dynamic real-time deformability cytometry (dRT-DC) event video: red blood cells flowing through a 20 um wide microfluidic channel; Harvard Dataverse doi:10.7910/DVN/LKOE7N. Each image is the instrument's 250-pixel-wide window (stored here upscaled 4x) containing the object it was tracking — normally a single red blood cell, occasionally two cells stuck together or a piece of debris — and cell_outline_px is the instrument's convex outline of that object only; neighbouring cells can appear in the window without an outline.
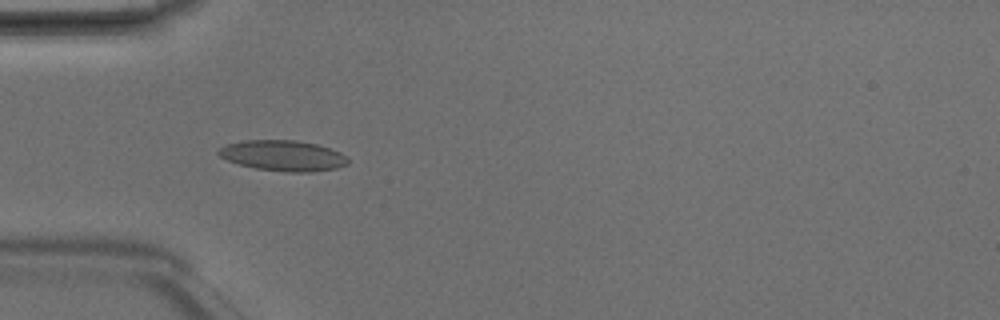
{"species": "Egyptian fruit bat (a non-hibernating species)", "species_latin": "Rousettus aegyptiacus", "temperature_condition": "room temperature", "stored_images_in_passage": 5, "camera_frame_rate_fps": 3000, "um_per_image_px": 0.085, "animal": {"sex": "male"}, "frame": {"image": 1, "passage_image": 4, "time_ms": 1.0, "image_size_px": [1000, 320], "cell_outline_px": [[348, 164], [336, 168], [308, 172], [284, 172], [256, 168], [240, 164], [228, 160], [220, 156], [216, 152], [220, 148], [228, 144], [244, 140], [296, 140], [316, 144], [340, 152], [348, 156]], "centroid_in_image_um": [24.08, 13.23], "position_along_channel_um": 60.9, "area_um2": 22.95}}